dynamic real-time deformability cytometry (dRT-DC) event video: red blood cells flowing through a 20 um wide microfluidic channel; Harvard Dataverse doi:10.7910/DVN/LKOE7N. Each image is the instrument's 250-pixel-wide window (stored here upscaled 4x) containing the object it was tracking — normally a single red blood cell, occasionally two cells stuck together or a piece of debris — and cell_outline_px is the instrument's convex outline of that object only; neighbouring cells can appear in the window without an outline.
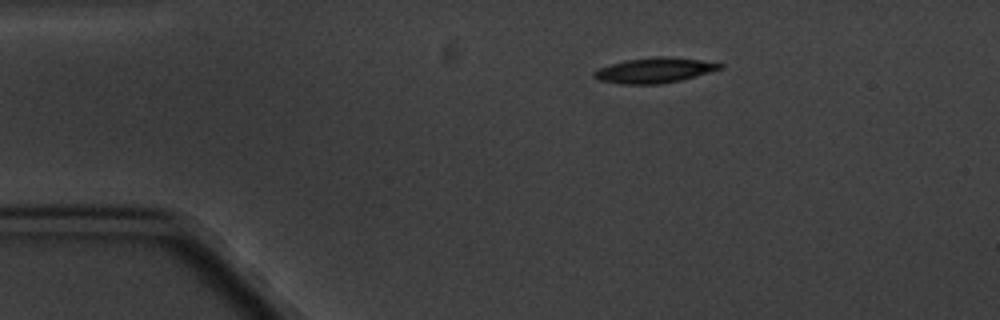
{"species": "common noctule bat (a hibernating species)", "species_latin": "Nyctalus noctula", "temperature_condition": "cold", "stored_images_in_passage": 2, "camera_frame_rate_fps": 3000, "um_per_image_px": 0.085, "animal": {"sex": "male", "body_mass_g": 20.1, "forearm_length_mm": 53.5}, "frame": {"image": 1, "passage_image": 1, "time_ms": 0.0, "image_size_px": [1000, 320], "cell_outline_px": [[724, 68], [696, 76], [680, 80], [660, 84], [620, 84], [600, 80], [592, 76], [592, 72], [600, 68], [624, 60], [656, 56], [668, 56], [700, 60], [724, 64]], "centroid_in_image_um": [55.64, 5.97], "position_along_channel_um": 29.4, "area_um2": 18.5}}